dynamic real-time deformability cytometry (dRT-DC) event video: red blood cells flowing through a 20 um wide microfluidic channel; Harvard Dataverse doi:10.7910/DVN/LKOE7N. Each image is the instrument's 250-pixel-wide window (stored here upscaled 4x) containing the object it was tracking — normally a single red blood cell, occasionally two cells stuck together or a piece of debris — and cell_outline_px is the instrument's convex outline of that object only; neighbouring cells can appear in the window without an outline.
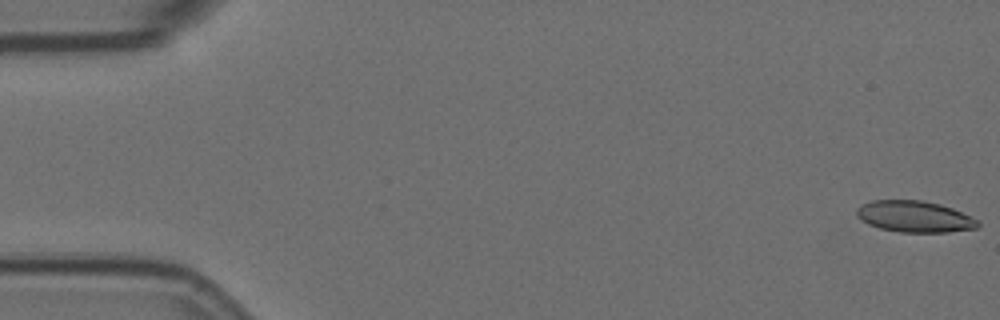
{"species": "Egyptian fruit bat (a non-hibernating species)", "species_latin": "Rousettus aegyptiacus", "temperature_condition": "room temperature", "stored_images_in_passage": 57, "camera_frame_rate_fps": 3000, "um_per_image_px": 0.085, "animal": {"sex": "female"}, "frame": {"image": 1, "passage_image": 1, "time_ms": 0.0, "image_size_px": [1000, 320], "cell_outline_px": [[980, 224], [976, 228], [948, 232], [900, 232], [880, 228], [868, 224], [856, 216], [856, 208], [872, 200], [924, 200], [940, 204], [952, 208], [972, 216], [980, 220]], "centroid_in_image_um": [77.76, 18.4], "position_along_channel_um": 7.2, "area_um2": 22.25}}
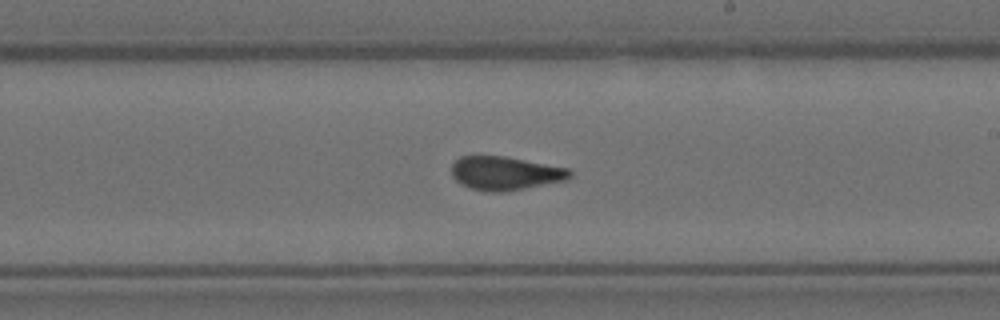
{"frame": {"image": 2, "passage_image": 33, "time_ms": 10.667, "image_size_px": [1000, 320], "cell_outline_px": [[572, 176], [568, 180], [504, 192], [488, 192], [472, 188], [460, 184], [452, 176], [452, 164], [460, 156], [504, 156], [568, 168], [572, 172]], "centroid_in_image_um": [42.95, 14.73], "position_along_channel_um": 246.0, "area_um2": 23.18}}
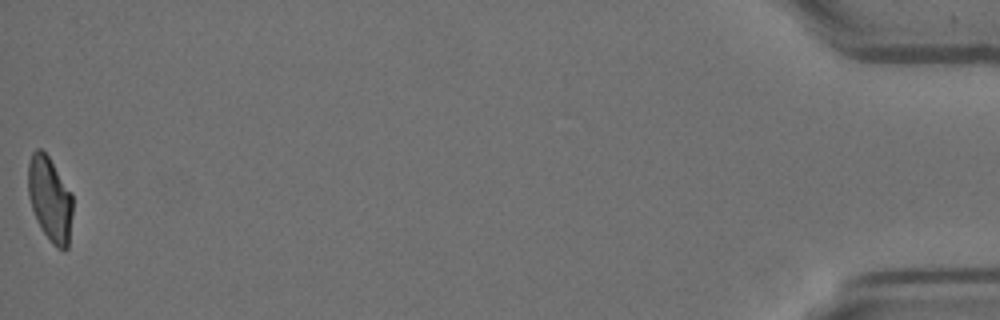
{"frame": {"image": 3, "passage_image": 57, "time_ms": 18.667, "image_size_px": [1000, 320], "cell_outline_px": [[72, 212], [68, 248], [64, 252], [56, 248], [52, 244], [36, 220], [28, 196], [28, 164], [32, 152], [36, 148], [40, 148], [48, 156], [72, 192]], "centroid_in_image_um": [4.25, 16.94], "position_along_channel_um": 431.0, "area_um2": 22.14}, "authors_computed_cell_mechanics": {"area_um2": 23.12, "velocity_mm_per_s": 3.5634, "shape_relaxation_time_tau1_ms": 6.2238, "shape_relaxation_time_tau2_ms": 1.3609, "deformation_change_tau1": 0.1565, "deformation_change_tau2": 0.0786}}